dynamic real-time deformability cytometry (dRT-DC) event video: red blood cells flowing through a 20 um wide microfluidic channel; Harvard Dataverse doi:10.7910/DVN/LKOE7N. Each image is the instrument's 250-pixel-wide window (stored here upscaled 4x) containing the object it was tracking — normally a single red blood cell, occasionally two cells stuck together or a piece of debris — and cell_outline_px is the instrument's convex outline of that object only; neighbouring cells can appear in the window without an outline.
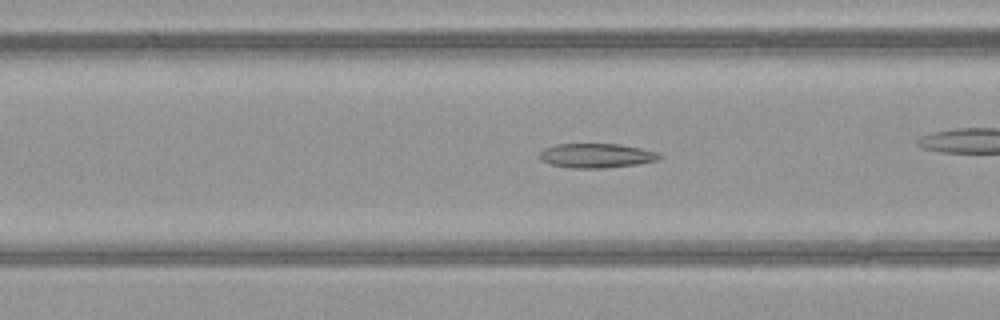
{"species": "common noctule bat (a hibernating species)", "species_latin": "Nyctalus noctula", "temperature_condition": "warm", "stored_images_in_passage": 50, "camera_frame_rate_fps": 3000, "um_per_image_px": 0.085, "animal": {"sex": "female", "body_mass_g": 21.9}, "frame": {"image": 1, "passage_image": 19, "time_ms": 6.0, "image_size_px": [1000, 320], "cell_outline_px": [[664, 156], [656, 160], [636, 164], [604, 168], [568, 168], [548, 164], [540, 160], [540, 152], [544, 148], [556, 144], [620, 144], [660, 152]], "centroid_in_image_um": [50.68, 13.23], "position_along_channel_um": 115.9, "area_um2": 17.17}}
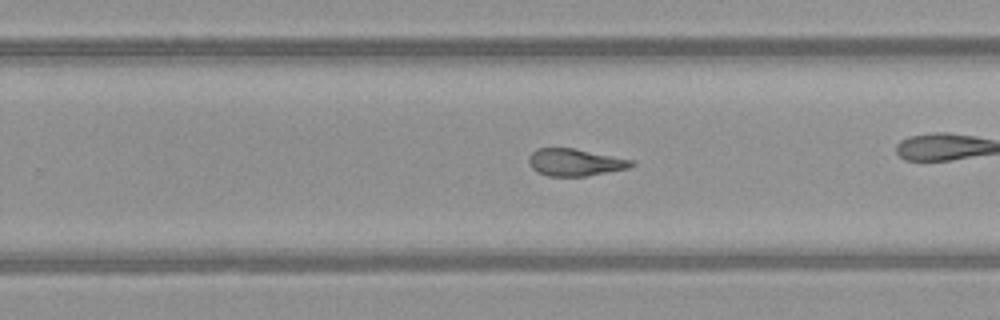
{"frame": {"image": 2, "passage_image": 31, "time_ms": 10.0, "image_size_px": [1000, 320], "cell_outline_px": [[636, 164], [632, 168], [588, 176], [548, 176], [536, 172], [528, 164], [528, 156], [536, 148], [572, 148], [632, 160]], "centroid_in_image_um": [48.87, 13.81], "position_along_channel_um": 280.9, "area_um2": 16.42}}
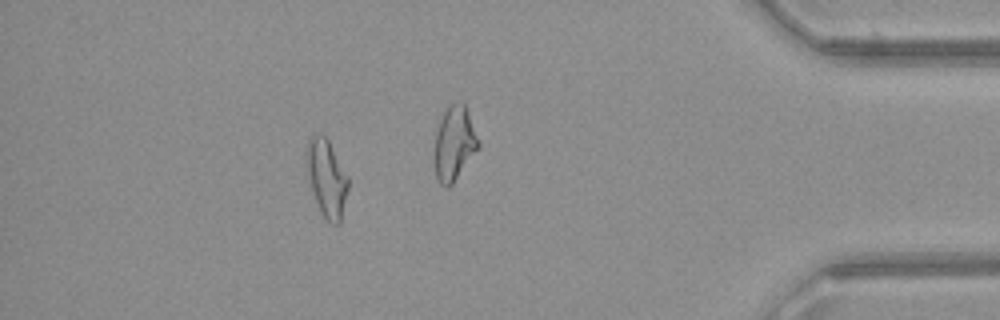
{"frame": {"image": 3, "passage_image": 44, "time_ms": 14.333, "image_size_px": [1000, 320], "cell_outline_px": [[348, 188], [340, 224], [328, 224], [320, 212], [308, 176], [304, 160], [304, 156], [308, 140], [312, 132], [316, 132], [324, 136], [328, 140], [348, 176]], "centroid_in_image_um": [27.74, 15.11], "position_along_channel_um": 407.5, "area_um2": 19.02}, "authors_computed_cell_mechanics": {"area_um2": 18.496, "velocity_mm_per_s": 4.133, "shape_relaxation_time_tau1_ms": null, "shape_relaxation_time_tau2_ms": 2.8779, "deformation_change_tau1": null, "deformation_change_tau2": 0.0836}}